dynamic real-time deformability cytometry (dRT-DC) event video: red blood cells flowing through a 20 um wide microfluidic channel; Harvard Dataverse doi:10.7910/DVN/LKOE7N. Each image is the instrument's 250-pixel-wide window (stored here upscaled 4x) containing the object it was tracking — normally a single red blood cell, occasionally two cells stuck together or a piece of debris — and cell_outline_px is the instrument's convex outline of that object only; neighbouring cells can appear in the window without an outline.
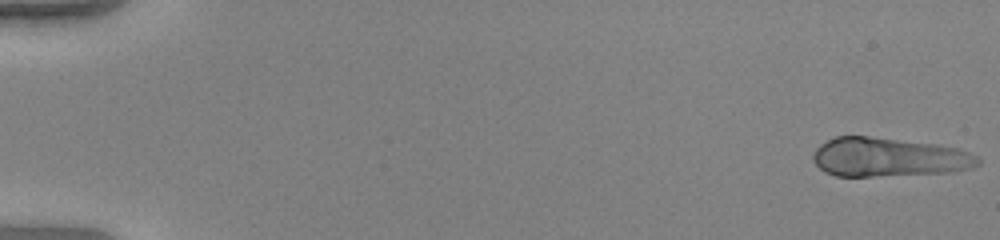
{"species": "human", "species_latin": "Homo sapiens", "temperature_condition": "warm", "stored_images_in_passage": 52, "camera_frame_rate_fps": 3000, "um_per_image_px": 0.085, "donor": {"sex": "female"}, "frame": {"image": 1, "passage_image": 1, "time_ms": 0.0, "image_size_px": [1000, 240], "cell_outline_px": [[980, 164], [972, 168], [952, 172], [872, 176], [836, 176], [824, 172], [812, 160], [812, 156], [816, 148], [820, 144], [836, 136], [868, 136], [936, 144], [956, 148], [968, 152], [976, 156], [980, 160]], "centroid_in_image_um": [75.51, 13.36], "position_along_channel_um": 9.5, "area_um2": 37.4}}
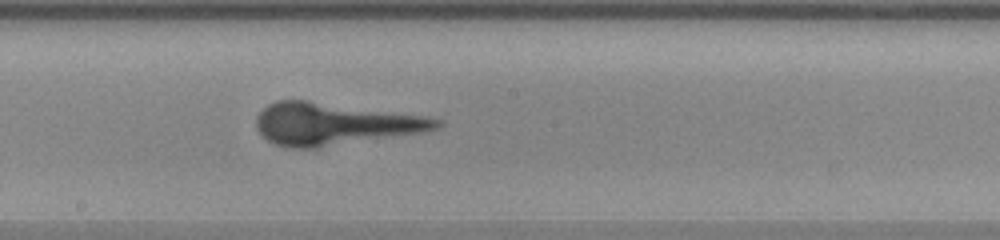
{"frame": {"image": 2, "passage_image": 30, "time_ms": 9.667, "image_size_px": [1000, 240], "cell_outline_px": [[444, 124], [436, 128], [420, 132], [312, 148], [284, 148], [268, 140], [256, 128], [256, 116], [268, 104], [276, 100], [304, 100], [428, 116], [444, 120]], "centroid_in_image_um": [28.38, 10.52], "position_along_channel_um": 219.8, "area_um2": 43.7}}
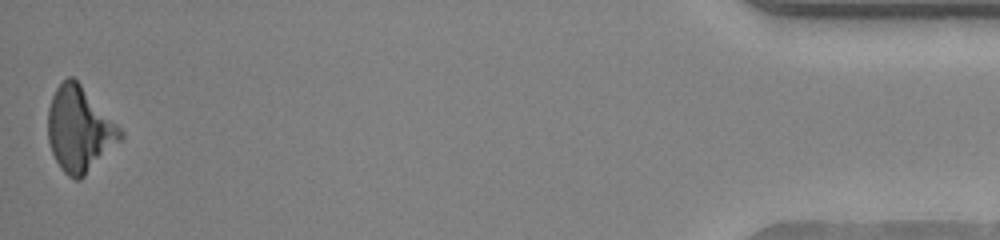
{"frame": {"image": 3, "passage_image": 52, "time_ms": 17.0, "image_size_px": [1000, 240], "cell_outline_px": [[124, 136], [80, 180], [76, 180], [68, 176], [60, 168], [52, 152], [48, 140], [48, 108], [52, 96], [56, 88], [68, 76], [72, 76], [80, 84], [124, 132]], "centroid_in_image_um": [6.73, 11.0], "position_along_channel_um": 428.5, "area_um2": 35.26}}